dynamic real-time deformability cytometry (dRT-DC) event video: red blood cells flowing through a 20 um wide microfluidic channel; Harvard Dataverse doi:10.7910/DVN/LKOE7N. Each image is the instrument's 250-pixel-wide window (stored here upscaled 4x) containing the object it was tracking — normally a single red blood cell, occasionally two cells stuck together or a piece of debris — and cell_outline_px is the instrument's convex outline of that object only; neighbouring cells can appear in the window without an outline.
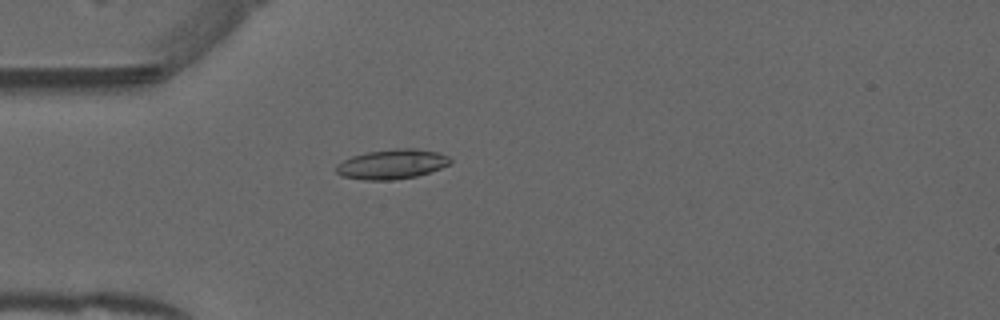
{"species": "common noctule bat (a hibernating species)", "species_latin": "Nyctalus noctula", "temperature_condition": "warm", "stored_images_in_passage": 52, "camera_frame_rate_fps": 3000, "um_per_image_px": 0.085, "animal": {"sex": "male", "forearm_length_mm": 52.5}, "frame": {"image": 1, "passage_image": 15, "time_ms": 4.667, "image_size_px": [1000, 320], "cell_outline_px": [[452, 160], [448, 164], [440, 168], [416, 176], [392, 180], [364, 180], [344, 176], [336, 172], [336, 164], [352, 156], [368, 152], [396, 148], [416, 148], [440, 152], [448, 156]], "centroid_in_image_um": [33.32, 13.94], "position_along_channel_um": 51.7, "area_um2": 19.65}}
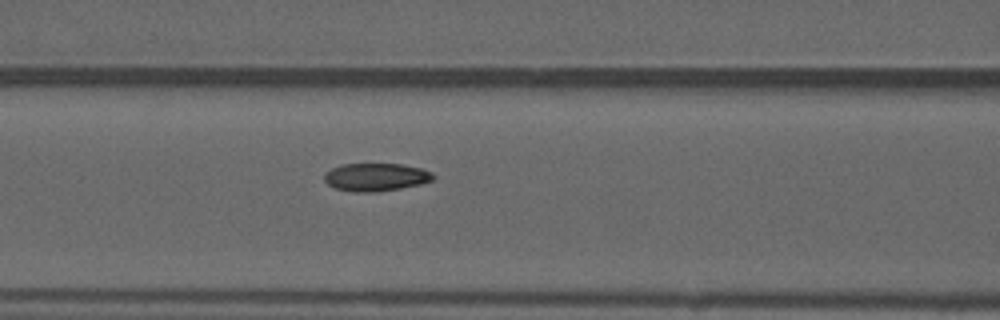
{"frame": {"image": 2, "passage_image": 22, "time_ms": 7.0, "image_size_px": [1000, 320], "cell_outline_px": [[436, 176], [432, 180], [420, 184], [400, 188], [376, 192], [356, 192], [336, 188], [328, 184], [324, 180], [324, 176], [332, 168], [340, 164], [400, 164], [420, 168], [432, 172]], "centroid_in_image_um": [31.96, 15.05], "position_along_channel_um": 134.6, "area_um2": 17.57}}
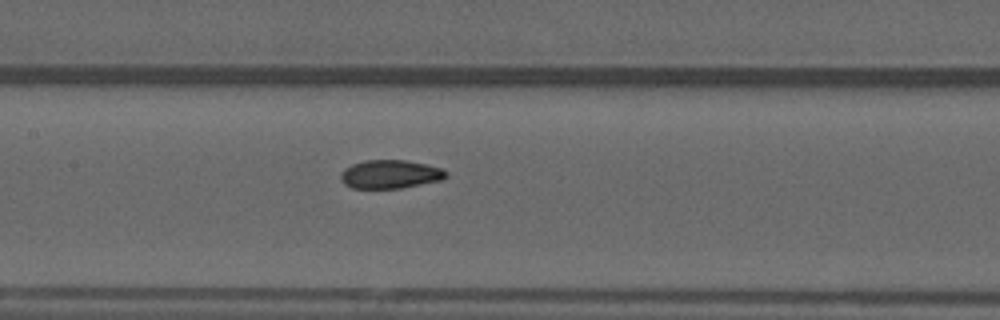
{"frame": {"image": 3, "passage_image": 25, "time_ms": 8.0, "image_size_px": [1000, 320], "cell_outline_px": [[448, 176], [444, 180], [400, 188], [352, 188], [344, 184], [340, 180], [340, 172], [344, 168], [352, 164], [364, 160], [408, 160], [444, 168], [448, 172]], "centroid_in_image_um": [33.19, 14.8], "position_along_channel_um": 174.2, "area_um2": 17.86}, "authors_computed_cell_mechanics": {"area_um2": 17.9758, "velocity_mm_per_s": 3.9626, "shape_relaxation_time_tau1_ms": null, "shape_relaxation_time_tau2_ms": 1.6674, "deformation_change_tau1": null, "deformation_change_tau2": 0.0554}}